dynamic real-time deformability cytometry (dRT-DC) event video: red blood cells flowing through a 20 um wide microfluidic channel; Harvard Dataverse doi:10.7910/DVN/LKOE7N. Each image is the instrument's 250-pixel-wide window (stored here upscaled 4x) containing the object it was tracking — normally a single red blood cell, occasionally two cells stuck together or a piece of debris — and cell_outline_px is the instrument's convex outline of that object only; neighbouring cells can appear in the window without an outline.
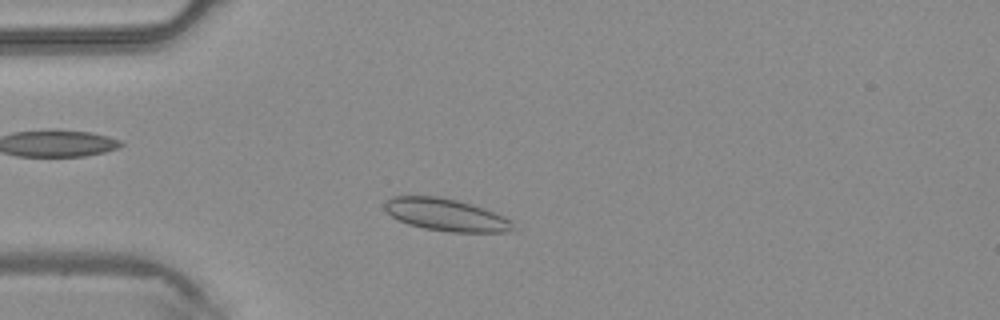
{"species": "common noctule bat (a hibernating species)", "species_latin": "Nyctalus noctula", "temperature_condition": "warm", "stored_images_in_passage": 42, "camera_frame_rate_fps": 3000, "um_per_image_px": 0.085, "animal": {"sex": "male", "body_mass_g": 20.4}, "frame": {"image": 1, "passage_image": 8, "time_ms": 2.333, "image_size_px": [1000, 320], "cell_outline_px": [[516, 232], [448, 232], [424, 228], [408, 224], [392, 216], [384, 208], [384, 200], [392, 196], [436, 196], [456, 200], [472, 204], [484, 208], [504, 216], [512, 220], [516, 228]], "centroid_in_image_um": [37.96, 18.26], "position_along_channel_um": 47.0, "area_um2": 24.39}}
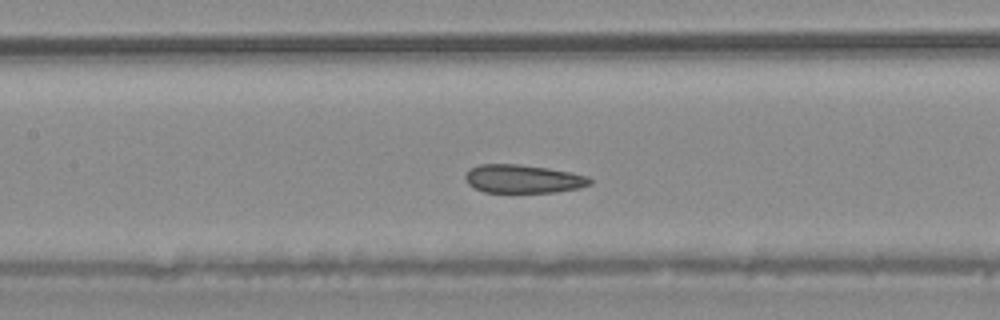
{"frame": {"image": 2, "passage_image": 17, "time_ms": 5.333, "image_size_px": [1000, 320], "cell_outline_px": [[592, 184], [580, 188], [556, 192], [484, 192], [468, 184], [464, 180], [464, 176], [468, 168], [480, 164], [520, 164], [548, 168], [572, 172], [588, 176], [592, 180]], "centroid_in_image_um": [44.46, 15.2], "position_along_channel_um": 162.9, "area_um2": 20.87}}
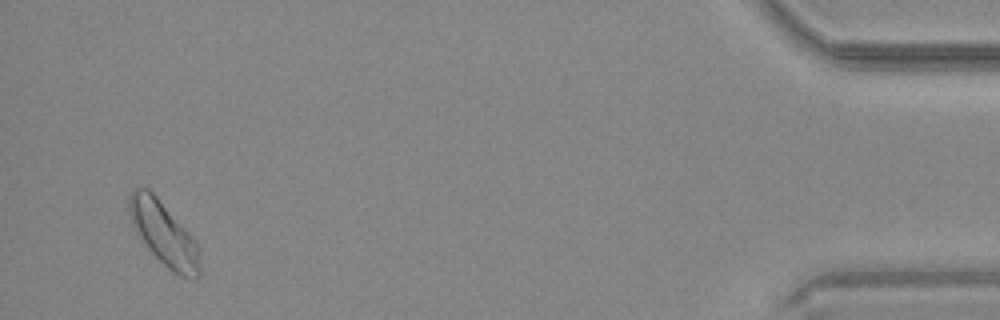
{"frame": {"image": 3, "passage_image": 40, "time_ms": 13.0, "image_size_px": [1000, 320], "cell_outline_px": [[200, 276], [196, 280], [180, 276], [172, 272], [148, 248], [136, 232], [132, 224], [128, 208], [128, 196], [132, 188], [148, 188], [156, 196], [192, 236], [200, 248]], "centroid_in_image_um": [13.94, 19.88], "position_along_channel_um": 421.3, "area_um2": 26.18}}